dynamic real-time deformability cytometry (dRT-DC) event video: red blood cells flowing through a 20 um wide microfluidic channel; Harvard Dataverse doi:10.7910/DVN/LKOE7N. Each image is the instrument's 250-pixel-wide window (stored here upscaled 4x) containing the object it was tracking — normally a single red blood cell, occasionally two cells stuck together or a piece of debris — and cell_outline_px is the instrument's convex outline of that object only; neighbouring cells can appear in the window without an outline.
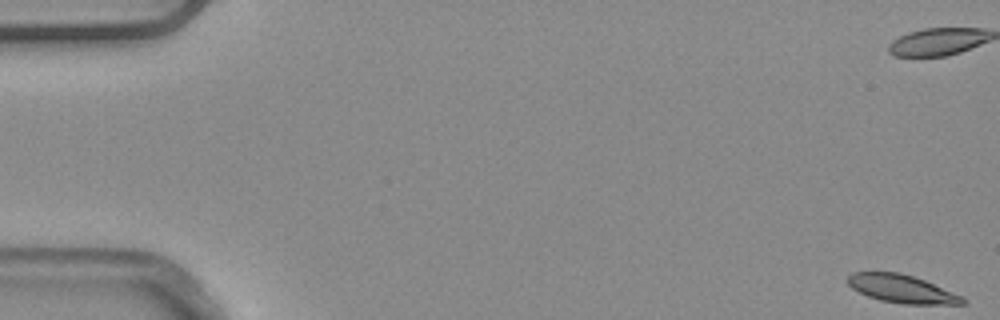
{"species": "common noctule bat (a hibernating species)", "species_latin": "Nyctalus noctula", "temperature_condition": "warm", "stored_images_in_passage": 6, "camera_frame_rate_fps": 3000, "um_per_image_px": 0.085, "animal": {"sex": "male", "body_mass_g": 20.4}, "frame": {"image": 1, "passage_image": 1, "time_ms": 0.0, "image_size_px": [1000, 320], "cell_outline_px": [[968, 304], [904, 304], [880, 300], [868, 296], [852, 288], [848, 284], [848, 276], [852, 272], [900, 272], [924, 280], [964, 296], [968, 300]], "centroid_in_image_um": [76.71, 24.56], "position_along_channel_um": 8.3, "area_um2": 18.84}}
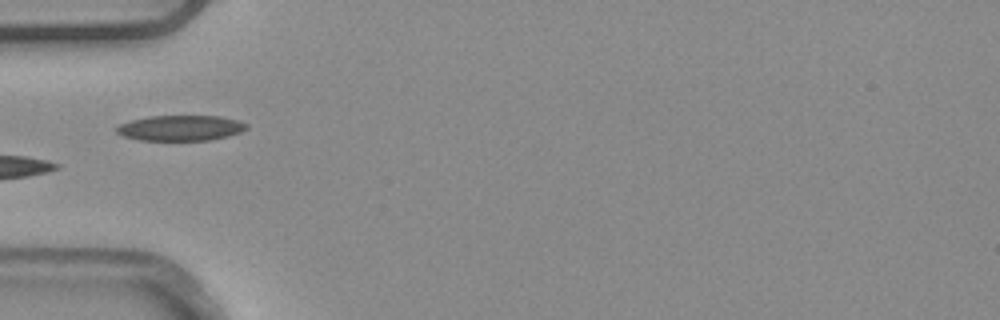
{"frame": {"image": 2, "passage_image": 6, "time_ms": 1.667, "image_size_px": [1000, 320], "cell_outline_px": [[248, 128], [240, 132], [228, 136], [212, 140], [140, 140], [124, 136], [116, 132], [116, 128], [120, 124], [132, 120], [148, 116], [220, 116], [240, 120], [248, 124]], "centroid_in_image_um": [15.39, 10.87], "position_along_channel_um": 69.6, "area_um2": 19.31}}